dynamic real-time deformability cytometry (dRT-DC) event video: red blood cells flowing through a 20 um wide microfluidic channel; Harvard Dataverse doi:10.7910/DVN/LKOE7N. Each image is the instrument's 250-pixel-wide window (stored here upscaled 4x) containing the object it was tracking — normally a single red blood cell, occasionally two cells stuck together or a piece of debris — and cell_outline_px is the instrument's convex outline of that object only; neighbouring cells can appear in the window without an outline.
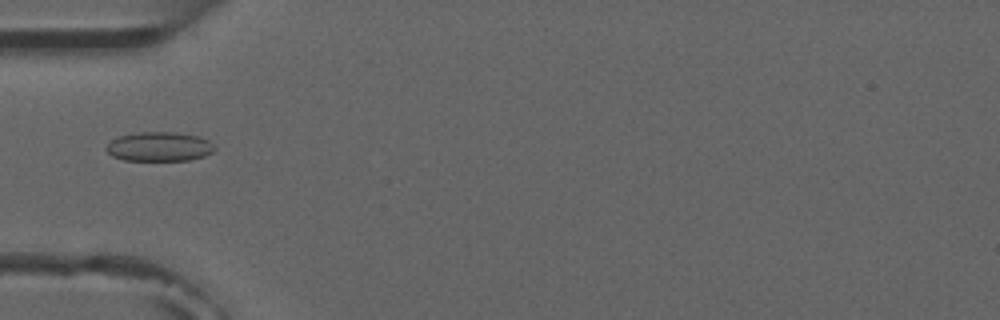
{"species": "common noctule bat (a hibernating species)", "species_latin": "Nyctalus noctula", "temperature_condition": "room temperature", "stored_images_in_passage": 5, "camera_frame_rate_fps": 3000, "um_per_image_px": 0.085, "animal": {"sex": "male", "forearm_length_mm": 52.5}, "frame": {"image": 1, "passage_image": 5, "time_ms": 4.667, "image_size_px": [1000, 320], "cell_outline_px": [[216, 148], [212, 152], [204, 156], [188, 160], [124, 160], [112, 156], [104, 148], [112, 140], [120, 136], [140, 132], [176, 132], [200, 136], [208, 140]], "centroid_in_image_um": [13.55, 12.46], "position_along_channel_um": 71.5, "area_um2": 18.44}}